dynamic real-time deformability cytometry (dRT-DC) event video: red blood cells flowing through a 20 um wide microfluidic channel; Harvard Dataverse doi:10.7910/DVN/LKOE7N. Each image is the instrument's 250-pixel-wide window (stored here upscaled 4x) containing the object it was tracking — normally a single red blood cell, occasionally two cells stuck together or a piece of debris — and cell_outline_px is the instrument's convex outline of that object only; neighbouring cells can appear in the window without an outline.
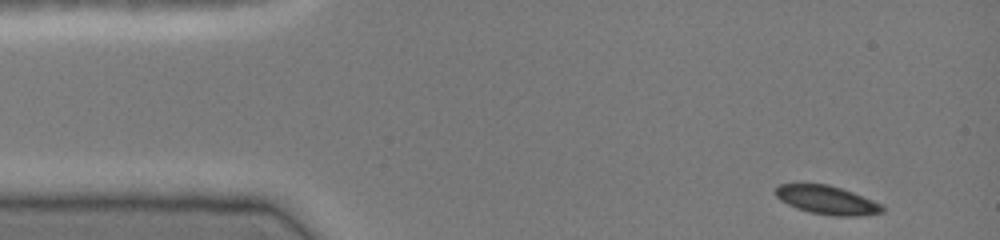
{"species": "common noctule bat (a hibernating species)", "species_latin": "Nyctalus noctula", "temperature_condition": "cold", "stored_images_in_passage": 27, "camera_frame_rate_fps": 3000, "um_per_image_px": 0.085, "animal": {"sex": "female", "body_mass_g": 19.0, "forearm_length_mm": 51.5}, "frame": {"image": 1, "passage_image": 1, "time_ms": 0.0, "image_size_px": [1000, 240], "cell_outline_px": [[884, 212], [860, 216], [832, 216], [808, 212], [796, 208], [780, 200], [776, 196], [776, 188], [780, 184], [828, 184], [852, 192], [872, 200], [880, 204], [884, 208]], "centroid_in_image_um": [70.29, 17.02], "position_along_channel_um": 14.7, "area_um2": 17.69}}
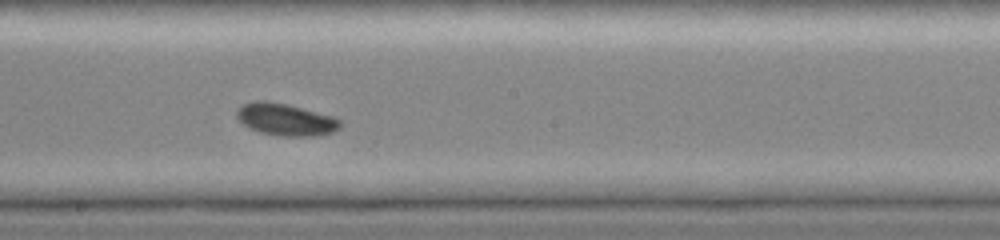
{"frame": {"image": 2, "passage_image": 16, "time_ms": 5.0, "image_size_px": [1000, 240], "cell_outline_px": [[340, 128], [332, 132], [312, 136], [284, 136], [260, 132], [244, 124], [236, 116], [236, 108], [244, 104], [256, 100], [268, 100], [288, 104], [336, 116], [340, 120]], "centroid_in_image_um": [24.3, 10.13], "position_along_channel_um": 223.9, "area_um2": 19.42}}
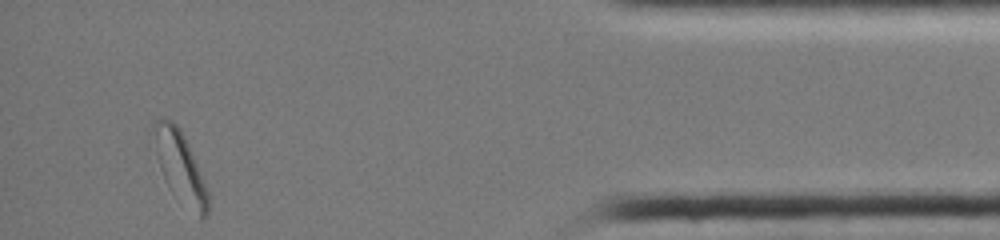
{"frame": {"image": 3, "passage_image": 27, "time_ms": 8.667, "image_size_px": [1000, 240], "cell_outline_px": [[208, 212], [204, 220], [200, 220], [172, 192], [160, 168], [156, 152], [152, 124], [160, 116], [164, 116], [172, 120], [180, 128], [188, 144], [208, 192]], "centroid_in_image_um": [15.3, 14.17], "position_along_channel_um": 419.9, "area_um2": 22.08}}